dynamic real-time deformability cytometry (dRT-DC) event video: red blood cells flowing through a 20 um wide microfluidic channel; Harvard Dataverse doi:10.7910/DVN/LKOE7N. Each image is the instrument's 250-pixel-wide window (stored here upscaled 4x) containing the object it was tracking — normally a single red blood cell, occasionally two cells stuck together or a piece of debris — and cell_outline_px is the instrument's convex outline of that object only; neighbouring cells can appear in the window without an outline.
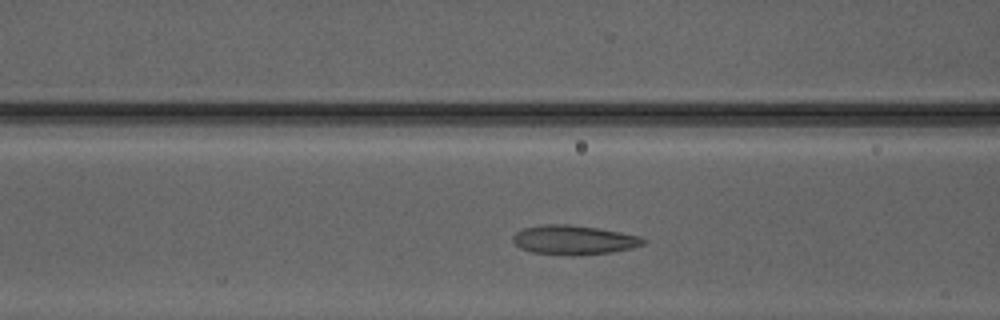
{"species": "Egyptian fruit bat (a non-hibernating species)", "species_latin": "Rousettus aegyptiacus", "temperature_condition": "warm", "stored_images_in_passage": 29, "camera_frame_rate_fps": 3000, "um_per_image_px": 0.085, "animal": {"sex": "male"}, "frame": {"image": 1, "passage_image": 9, "time_ms": 2.667, "image_size_px": [1000, 320], "cell_outline_px": [[648, 240], [644, 244], [632, 248], [612, 252], [580, 256], [572, 256], [532, 252], [520, 248], [512, 240], [512, 236], [516, 232], [524, 228], [544, 224], [568, 224], [596, 228], [620, 232], [640, 236]], "centroid_in_image_um": [48.79, 20.4], "position_along_channel_um": 117.8, "area_um2": 22.43}}
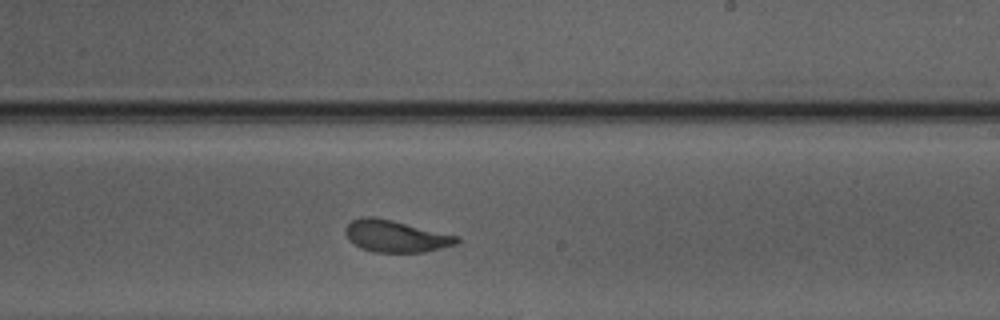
{"frame": {"image": 2, "passage_image": 19, "time_ms": 6.0, "image_size_px": [1000, 320], "cell_outline_px": [[460, 240], [456, 244], [424, 252], [376, 252], [360, 248], [344, 232], [344, 228], [352, 220], [360, 216], [376, 216], [460, 236]], "centroid_in_image_um": [33.65, 20.05], "position_along_channel_um": 255.4, "area_um2": 20.69}}
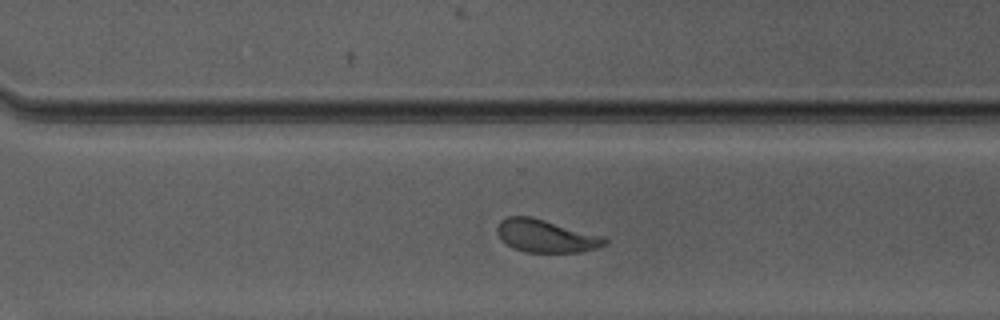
{"frame": {"image": 3, "passage_image": 24, "time_ms": 7.667, "image_size_px": [1000, 320], "cell_outline_px": [[608, 244], [584, 252], [524, 252], [508, 244], [496, 232], [496, 228], [500, 220], [508, 216], [532, 216], [604, 236], [608, 240]], "centroid_in_image_um": [46.44, 20.05], "position_along_channel_um": 324.2, "area_um2": 20.58}, "authors_computed_cell_mechanics": {"area_um2": 20.6924, "velocity_mm_per_s": 4.1346, "shape_relaxation_time_tau1_ms": 3.1394, "shape_relaxation_time_tau2_ms": 0.803, "deformation_change_tau1": 0.1242, "deformation_change_tau2": 0.069}}